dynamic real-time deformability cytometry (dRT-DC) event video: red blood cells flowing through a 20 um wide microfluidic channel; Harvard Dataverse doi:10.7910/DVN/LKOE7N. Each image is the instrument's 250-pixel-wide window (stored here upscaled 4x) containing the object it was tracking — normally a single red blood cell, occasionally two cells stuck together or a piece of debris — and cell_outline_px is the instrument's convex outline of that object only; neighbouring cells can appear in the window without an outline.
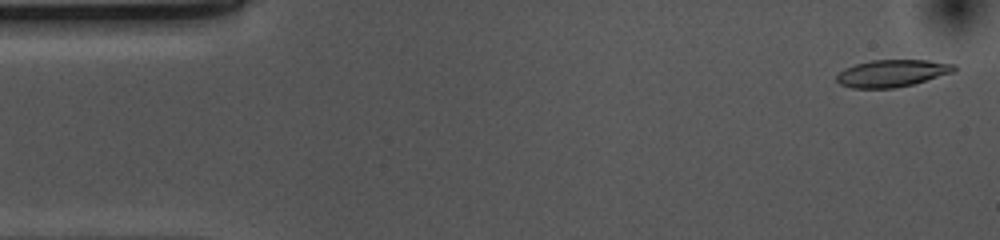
{"species": "common noctule bat (a hibernating species)", "species_latin": "Nyctalus noctula", "temperature_condition": "cold", "stored_images_in_passage": 53, "camera_frame_rate_fps": 3000, "um_per_image_px": 0.085, "animal": {"sex": "female", "body_mass_g": 10.0, "forearm_length_mm": 53.1}, "frame": {"image": 1, "passage_image": 2, "time_ms": 0.333, "image_size_px": [1000, 240], "cell_outline_px": [[956, 68], [952, 72], [912, 84], [892, 88], [852, 88], [840, 84], [836, 80], [836, 76], [844, 68], [856, 64], [872, 60], [928, 60], [956, 64]], "centroid_in_image_um": [75.8, 6.22], "position_along_channel_um": 9.2, "area_um2": 18.38}}
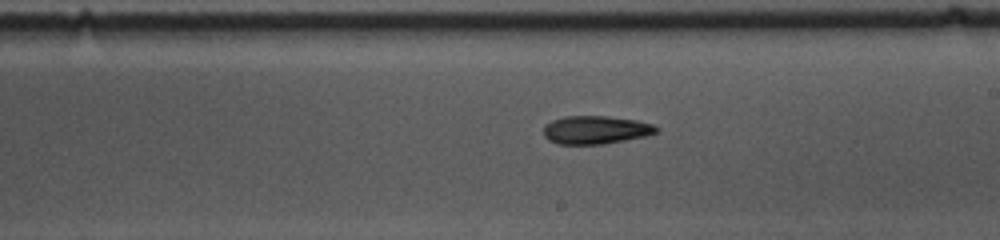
{"frame": {"image": 2, "passage_image": 29, "time_ms": 9.333, "image_size_px": [1000, 240], "cell_outline_px": [[660, 132], [648, 136], [604, 144], [556, 144], [548, 140], [544, 136], [544, 124], [552, 120], [564, 116], [608, 116], [636, 120], [652, 124], [660, 128]], "centroid_in_image_um": [50.66, 11.04], "position_along_channel_um": 238.3, "area_um2": 18.84}}
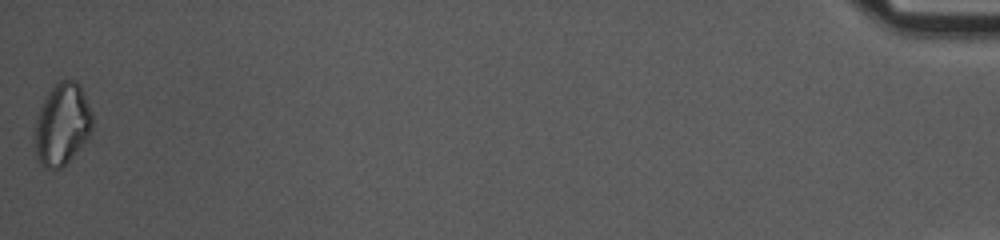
{"frame": {"image": 3, "passage_image": 53, "time_ms": 17.333, "image_size_px": [1000, 240], "cell_outline_px": [[92, 128], [88, 136], [68, 160], [60, 168], [52, 172], [44, 168], [36, 160], [36, 116], [48, 92], [60, 80], [76, 80], [80, 84], [92, 112]], "centroid_in_image_um": [5.27, 10.57], "position_along_channel_um": 429.9, "area_um2": 27.22}, "authors_computed_cell_mechanics": {"area_um2": 18.9584, "velocity_mm_per_s": 3.6875, "shape_relaxation_time_tau1_ms": 4.2822, "shape_relaxation_time_tau2_ms": 9.23, "deformation_change_tau1": 0.1246, "deformation_change_tau2": 0.1761}}